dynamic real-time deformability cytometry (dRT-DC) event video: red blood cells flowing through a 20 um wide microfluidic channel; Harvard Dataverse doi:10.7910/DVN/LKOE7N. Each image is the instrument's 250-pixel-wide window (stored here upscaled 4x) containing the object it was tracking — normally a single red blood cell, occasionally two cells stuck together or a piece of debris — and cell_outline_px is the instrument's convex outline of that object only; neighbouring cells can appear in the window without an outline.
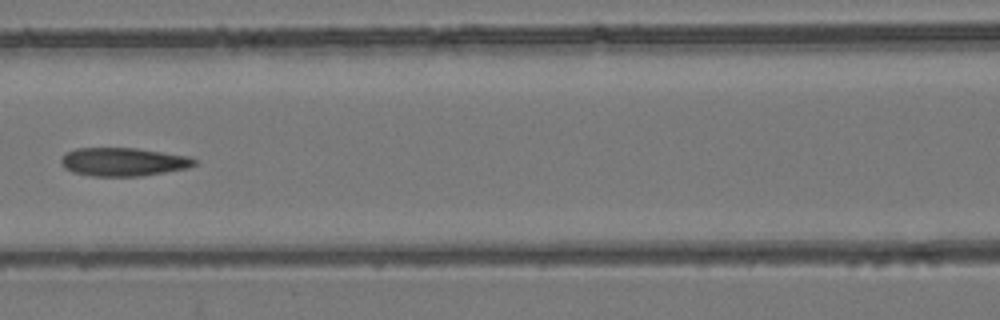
{"species": "common noctule bat (a hibernating species)", "species_latin": "Nyctalus noctula", "temperature_condition": "room temperature", "stored_images_in_passage": 5, "camera_frame_rate_fps": 3000, "um_per_image_px": 0.085, "animal": {"sex": "female", "body_mass_g": 24.6, "forearm_length_mm": 56.2}, "frame": {"image": 1, "passage_image": 5, "time_ms": 5.667, "image_size_px": [1000, 320], "cell_outline_px": [[196, 164], [188, 168], [140, 176], [92, 176], [72, 172], [64, 168], [60, 164], [60, 160], [64, 152], [76, 148], [136, 148], [188, 156], [196, 160]], "centroid_in_image_um": [10.42, 13.75], "position_along_channel_um": 156.2, "area_um2": 22.14}}